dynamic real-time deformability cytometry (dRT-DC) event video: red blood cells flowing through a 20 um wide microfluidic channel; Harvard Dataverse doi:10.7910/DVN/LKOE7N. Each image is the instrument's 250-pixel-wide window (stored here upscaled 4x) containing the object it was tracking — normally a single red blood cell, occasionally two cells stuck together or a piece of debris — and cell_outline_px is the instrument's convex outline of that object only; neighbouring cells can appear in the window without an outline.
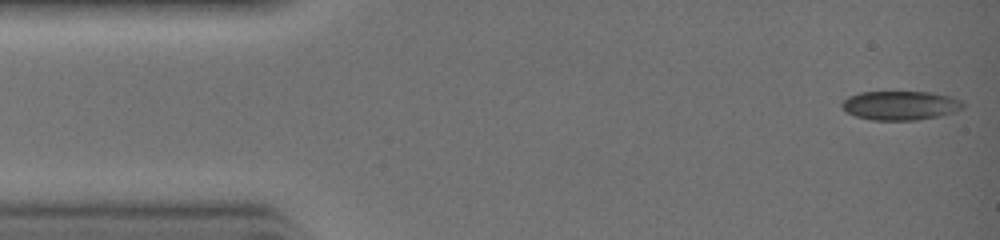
{"species": "common noctule bat (a hibernating species)", "species_latin": "Nyctalus noctula", "temperature_condition": "warm", "stored_images_in_passage": 32, "camera_frame_rate_fps": 3000, "um_per_image_px": 0.085, "animal": {"sex": "female", "body_mass_g": 19.0, "forearm_length_mm": 51.5}, "frame": {"image": 1, "passage_image": 1, "time_ms": 0.0, "image_size_px": [1000, 240], "cell_outline_px": [[964, 108], [940, 116], [916, 120], [872, 120], [856, 116], [840, 108], [840, 104], [848, 96], [860, 92], [928, 92], [948, 96], [960, 100], [964, 104]], "centroid_in_image_um": [76.49, 8.96], "position_along_channel_um": 8.5, "area_um2": 20.46}}
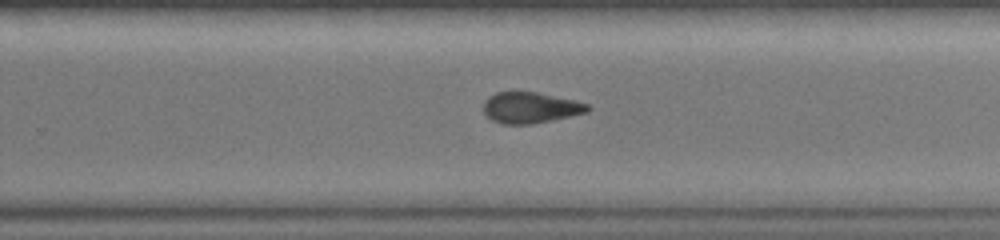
{"frame": {"image": 2, "passage_image": 20, "time_ms": 6.333, "image_size_px": [1000, 240], "cell_outline_px": [[588, 112], [532, 124], [500, 124], [492, 120], [484, 112], [484, 100], [488, 96], [496, 92], [536, 92], [572, 100], [588, 104]], "centroid_in_image_um": [45.03, 9.15], "position_along_channel_um": 284.8, "area_um2": 18.55}}
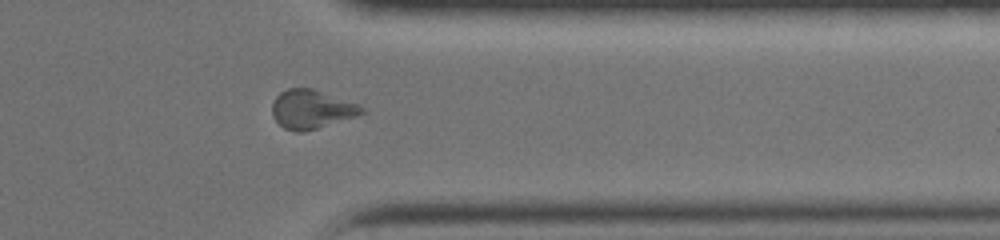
{"frame": {"image": 3, "passage_image": 25, "time_ms": 8.0, "image_size_px": [1000, 240], "cell_outline_px": [[364, 112], [356, 116], [316, 128], [300, 132], [296, 132], [284, 128], [272, 116], [272, 104], [276, 96], [280, 92], [288, 88], [312, 88], [356, 104], [364, 108]], "centroid_in_image_um": [26.42, 9.28], "position_along_channel_um": 385.0, "area_um2": 19.83}}